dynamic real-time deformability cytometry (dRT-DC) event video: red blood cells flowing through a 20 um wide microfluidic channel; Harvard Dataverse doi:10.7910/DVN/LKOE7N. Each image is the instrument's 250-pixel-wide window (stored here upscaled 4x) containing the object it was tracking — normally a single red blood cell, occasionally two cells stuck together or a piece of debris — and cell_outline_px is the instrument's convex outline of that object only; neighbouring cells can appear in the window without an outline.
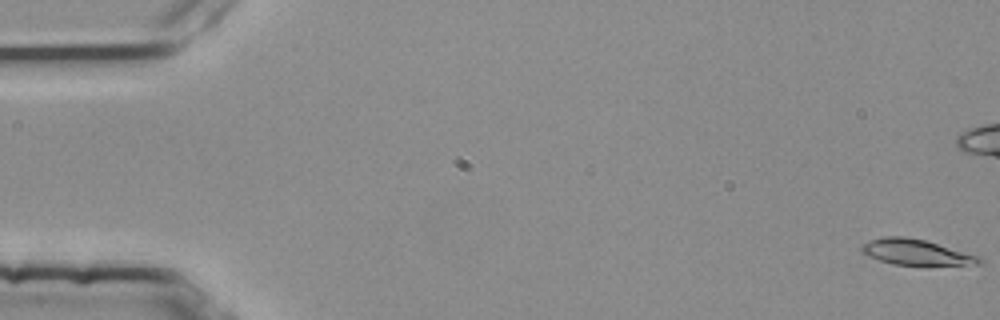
{"species": "common noctule bat (a hibernating species)", "species_latin": "Nyctalus noctula", "temperature_condition": "room temperature", "stored_images_in_passage": 5, "camera_frame_rate_fps": 3000, "um_per_image_px": 0.085, "animal": {"sex": "female", "body_mass_g": 25.1}, "frame": {"image": 1, "passage_image": 1, "time_ms": 0.0, "image_size_px": [1000, 320], "cell_outline_px": [[984, 264], [928, 268], [892, 264], [868, 256], [860, 252], [860, 248], [864, 244], [872, 240], [884, 236], [904, 236], [924, 240], [980, 256]], "centroid_in_image_um": [77.96, 21.5], "position_along_channel_um": 7.0, "area_um2": 18.5}}